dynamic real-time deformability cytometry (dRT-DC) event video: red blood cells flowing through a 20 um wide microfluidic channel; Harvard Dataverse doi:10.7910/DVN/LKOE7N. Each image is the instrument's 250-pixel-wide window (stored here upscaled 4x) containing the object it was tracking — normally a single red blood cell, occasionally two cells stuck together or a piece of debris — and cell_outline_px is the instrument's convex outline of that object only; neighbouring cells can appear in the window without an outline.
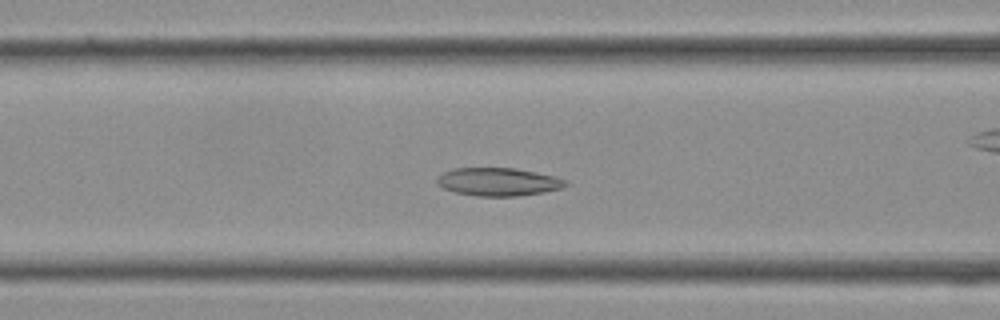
{"species": "Egyptian fruit bat (a non-hibernating species)", "species_latin": "Rousettus aegyptiacus", "temperature_condition": "cold", "stored_images_in_passage": 34, "camera_frame_rate_fps": 3000, "um_per_image_px": 0.085, "frame": {"image": 1, "passage_image": 10, "time_ms": 3.0, "image_size_px": [1000, 320], "cell_outline_px": [[568, 184], [560, 188], [544, 192], [516, 196], [476, 196], [456, 192], [444, 188], [436, 184], [436, 176], [452, 168], [516, 168], [536, 172], [568, 180]], "centroid_in_image_um": [42.32, 15.45], "position_along_channel_um": 124.3, "area_um2": 21.04}}
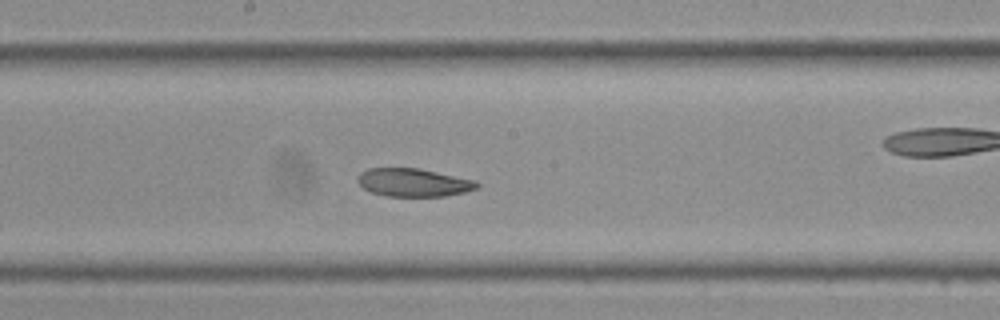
{"frame": {"image": 2, "passage_image": 15, "time_ms": 4.667, "image_size_px": [1000, 320], "cell_outline_px": [[480, 184], [476, 188], [464, 192], [444, 196], [388, 196], [372, 192], [364, 188], [356, 180], [360, 172], [368, 168], [420, 168], [476, 180]], "centroid_in_image_um": [35.15, 15.5], "position_along_channel_um": 213.1, "area_um2": 19.54}}